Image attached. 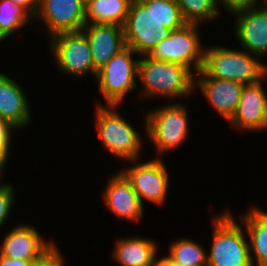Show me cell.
I'll return each mask as SVG.
<instances>
[{"label": "cell", "mask_w": 267, "mask_h": 266, "mask_svg": "<svg viewBox=\"0 0 267 266\" xmlns=\"http://www.w3.org/2000/svg\"><path fill=\"white\" fill-rule=\"evenodd\" d=\"M49 42V49L59 72L78 79L91 74L95 80L97 72L83 31L60 33L49 38Z\"/></svg>", "instance_id": "9"}, {"label": "cell", "mask_w": 267, "mask_h": 266, "mask_svg": "<svg viewBox=\"0 0 267 266\" xmlns=\"http://www.w3.org/2000/svg\"><path fill=\"white\" fill-rule=\"evenodd\" d=\"M116 105L96 104L97 134L105 150L120 161L139 160L142 147V136L125 118ZM117 109V110H116Z\"/></svg>", "instance_id": "5"}, {"label": "cell", "mask_w": 267, "mask_h": 266, "mask_svg": "<svg viewBox=\"0 0 267 266\" xmlns=\"http://www.w3.org/2000/svg\"><path fill=\"white\" fill-rule=\"evenodd\" d=\"M12 3L23 7L33 19L39 10L40 0H10Z\"/></svg>", "instance_id": "29"}, {"label": "cell", "mask_w": 267, "mask_h": 266, "mask_svg": "<svg viewBox=\"0 0 267 266\" xmlns=\"http://www.w3.org/2000/svg\"><path fill=\"white\" fill-rule=\"evenodd\" d=\"M6 233L0 246V255L8 258L36 260L54 241H47L36 227L19 224ZM45 239V240H44Z\"/></svg>", "instance_id": "17"}, {"label": "cell", "mask_w": 267, "mask_h": 266, "mask_svg": "<svg viewBox=\"0 0 267 266\" xmlns=\"http://www.w3.org/2000/svg\"><path fill=\"white\" fill-rule=\"evenodd\" d=\"M134 236L116 240L112 253L115 261L119 266H157L158 244L152 239Z\"/></svg>", "instance_id": "19"}, {"label": "cell", "mask_w": 267, "mask_h": 266, "mask_svg": "<svg viewBox=\"0 0 267 266\" xmlns=\"http://www.w3.org/2000/svg\"><path fill=\"white\" fill-rule=\"evenodd\" d=\"M35 260L8 258L0 255V266H32Z\"/></svg>", "instance_id": "30"}, {"label": "cell", "mask_w": 267, "mask_h": 266, "mask_svg": "<svg viewBox=\"0 0 267 266\" xmlns=\"http://www.w3.org/2000/svg\"><path fill=\"white\" fill-rule=\"evenodd\" d=\"M35 19L45 24L48 39L60 33L82 31L86 25L85 6L80 0H40Z\"/></svg>", "instance_id": "11"}, {"label": "cell", "mask_w": 267, "mask_h": 266, "mask_svg": "<svg viewBox=\"0 0 267 266\" xmlns=\"http://www.w3.org/2000/svg\"><path fill=\"white\" fill-rule=\"evenodd\" d=\"M157 266H193V265L179 263L177 261H174L169 255H167L161 258L158 257Z\"/></svg>", "instance_id": "31"}, {"label": "cell", "mask_w": 267, "mask_h": 266, "mask_svg": "<svg viewBox=\"0 0 267 266\" xmlns=\"http://www.w3.org/2000/svg\"><path fill=\"white\" fill-rule=\"evenodd\" d=\"M261 1H263L262 4L267 3V0H261ZM261 1L259 0H218V4H219V7L223 6L222 8L227 10V12L231 13L230 15H235L236 13L261 6L260 4Z\"/></svg>", "instance_id": "28"}, {"label": "cell", "mask_w": 267, "mask_h": 266, "mask_svg": "<svg viewBox=\"0 0 267 266\" xmlns=\"http://www.w3.org/2000/svg\"><path fill=\"white\" fill-rule=\"evenodd\" d=\"M267 75L259 82L244 85L238 107L228 122L239 131H263L267 129V94L262 86Z\"/></svg>", "instance_id": "12"}, {"label": "cell", "mask_w": 267, "mask_h": 266, "mask_svg": "<svg viewBox=\"0 0 267 266\" xmlns=\"http://www.w3.org/2000/svg\"><path fill=\"white\" fill-rule=\"evenodd\" d=\"M233 33L243 50L267 57V3L235 14Z\"/></svg>", "instance_id": "13"}, {"label": "cell", "mask_w": 267, "mask_h": 266, "mask_svg": "<svg viewBox=\"0 0 267 266\" xmlns=\"http://www.w3.org/2000/svg\"><path fill=\"white\" fill-rule=\"evenodd\" d=\"M131 0H92L85 6L86 24L106 23L123 26Z\"/></svg>", "instance_id": "21"}, {"label": "cell", "mask_w": 267, "mask_h": 266, "mask_svg": "<svg viewBox=\"0 0 267 266\" xmlns=\"http://www.w3.org/2000/svg\"><path fill=\"white\" fill-rule=\"evenodd\" d=\"M16 129L12 124L0 118V162L6 167L10 155L12 132Z\"/></svg>", "instance_id": "26"}, {"label": "cell", "mask_w": 267, "mask_h": 266, "mask_svg": "<svg viewBox=\"0 0 267 266\" xmlns=\"http://www.w3.org/2000/svg\"><path fill=\"white\" fill-rule=\"evenodd\" d=\"M194 76L180 64L154 61L146 55L141 56L138 64V86L142 83L139 96L146 100L162 97L167 101L187 97L195 93Z\"/></svg>", "instance_id": "2"}, {"label": "cell", "mask_w": 267, "mask_h": 266, "mask_svg": "<svg viewBox=\"0 0 267 266\" xmlns=\"http://www.w3.org/2000/svg\"><path fill=\"white\" fill-rule=\"evenodd\" d=\"M5 166L0 162V182H2L1 181V177H2V174L4 173V171H5Z\"/></svg>", "instance_id": "32"}, {"label": "cell", "mask_w": 267, "mask_h": 266, "mask_svg": "<svg viewBox=\"0 0 267 266\" xmlns=\"http://www.w3.org/2000/svg\"><path fill=\"white\" fill-rule=\"evenodd\" d=\"M110 177L102 193L107 210L117 216L118 220L135 223L142 219L145 207L126 177L120 171Z\"/></svg>", "instance_id": "15"}, {"label": "cell", "mask_w": 267, "mask_h": 266, "mask_svg": "<svg viewBox=\"0 0 267 266\" xmlns=\"http://www.w3.org/2000/svg\"><path fill=\"white\" fill-rule=\"evenodd\" d=\"M168 255L182 264L207 266V250L194 240L180 238L171 242Z\"/></svg>", "instance_id": "23"}, {"label": "cell", "mask_w": 267, "mask_h": 266, "mask_svg": "<svg viewBox=\"0 0 267 266\" xmlns=\"http://www.w3.org/2000/svg\"><path fill=\"white\" fill-rule=\"evenodd\" d=\"M212 225L207 266H252L246 231L235 221L232 211L225 209L213 215Z\"/></svg>", "instance_id": "4"}, {"label": "cell", "mask_w": 267, "mask_h": 266, "mask_svg": "<svg viewBox=\"0 0 267 266\" xmlns=\"http://www.w3.org/2000/svg\"><path fill=\"white\" fill-rule=\"evenodd\" d=\"M239 219L249 238L252 266H267V212L251 206Z\"/></svg>", "instance_id": "20"}, {"label": "cell", "mask_w": 267, "mask_h": 266, "mask_svg": "<svg viewBox=\"0 0 267 266\" xmlns=\"http://www.w3.org/2000/svg\"><path fill=\"white\" fill-rule=\"evenodd\" d=\"M200 93L223 119L234 116L244 85L238 82L207 77L201 70L194 76V90Z\"/></svg>", "instance_id": "14"}, {"label": "cell", "mask_w": 267, "mask_h": 266, "mask_svg": "<svg viewBox=\"0 0 267 266\" xmlns=\"http://www.w3.org/2000/svg\"><path fill=\"white\" fill-rule=\"evenodd\" d=\"M33 17L21 6L10 0H0V32L5 38L13 36Z\"/></svg>", "instance_id": "24"}, {"label": "cell", "mask_w": 267, "mask_h": 266, "mask_svg": "<svg viewBox=\"0 0 267 266\" xmlns=\"http://www.w3.org/2000/svg\"><path fill=\"white\" fill-rule=\"evenodd\" d=\"M164 105L147 111L144 122L146 136L160 155L182 146L190 131L189 112L182 101Z\"/></svg>", "instance_id": "6"}, {"label": "cell", "mask_w": 267, "mask_h": 266, "mask_svg": "<svg viewBox=\"0 0 267 266\" xmlns=\"http://www.w3.org/2000/svg\"><path fill=\"white\" fill-rule=\"evenodd\" d=\"M243 49L207 46L201 71L210 78L230 80L243 85L259 82L267 75V64Z\"/></svg>", "instance_id": "3"}, {"label": "cell", "mask_w": 267, "mask_h": 266, "mask_svg": "<svg viewBox=\"0 0 267 266\" xmlns=\"http://www.w3.org/2000/svg\"><path fill=\"white\" fill-rule=\"evenodd\" d=\"M15 190L11 183L0 182V228L6 224L11 210L12 205L15 204Z\"/></svg>", "instance_id": "25"}, {"label": "cell", "mask_w": 267, "mask_h": 266, "mask_svg": "<svg viewBox=\"0 0 267 266\" xmlns=\"http://www.w3.org/2000/svg\"><path fill=\"white\" fill-rule=\"evenodd\" d=\"M199 26L185 24L182 28L171 31L146 56L154 61L180 64L194 75L197 74L202 68L205 50L201 43Z\"/></svg>", "instance_id": "8"}, {"label": "cell", "mask_w": 267, "mask_h": 266, "mask_svg": "<svg viewBox=\"0 0 267 266\" xmlns=\"http://www.w3.org/2000/svg\"><path fill=\"white\" fill-rule=\"evenodd\" d=\"M64 256L53 243L33 263L32 266H64Z\"/></svg>", "instance_id": "27"}, {"label": "cell", "mask_w": 267, "mask_h": 266, "mask_svg": "<svg viewBox=\"0 0 267 266\" xmlns=\"http://www.w3.org/2000/svg\"><path fill=\"white\" fill-rule=\"evenodd\" d=\"M186 24H204L218 18V0H176ZM219 8V9H218Z\"/></svg>", "instance_id": "22"}, {"label": "cell", "mask_w": 267, "mask_h": 266, "mask_svg": "<svg viewBox=\"0 0 267 266\" xmlns=\"http://www.w3.org/2000/svg\"><path fill=\"white\" fill-rule=\"evenodd\" d=\"M132 166L120 169L137 193L141 203L145 201L156 205H164L169 193V173L160 156L146 162L130 161ZM145 200V201H144Z\"/></svg>", "instance_id": "10"}, {"label": "cell", "mask_w": 267, "mask_h": 266, "mask_svg": "<svg viewBox=\"0 0 267 266\" xmlns=\"http://www.w3.org/2000/svg\"><path fill=\"white\" fill-rule=\"evenodd\" d=\"M25 93L15 79L0 70V118L21 130L31 123V108Z\"/></svg>", "instance_id": "18"}, {"label": "cell", "mask_w": 267, "mask_h": 266, "mask_svg": "<svg viewBox=\"0 0 267 266\" xmlns=\"http://www.w3.org/2000/svg\"><path fill=\"white\" fill-rule=\"evenodd\" d=\"M185 24L176 0H133L123 25L125 44L145 56Z\"/></svg>", "instance_id": "1"}, {"label": "cell", "mask_w": 267, "mask_h": 266, "mask_svg": "<svg viewBox=\"0 0 267 266\" xmlns=\"http://www.w3.org/2000/svg\"><path fill=\"white\" fill-rule=\"evenodd\" d=\"M6 38L4 37V35L0 32V42L5 40Z\"/></svg>", "instance_id": "34"}, {"label": "cell", "mask_w": 267, "mask_h": 266, "mask_svg": "<svg viewBox=\"0 0 267 266\" xmlns=\"http://www.w3.org/2000/svg\"><path fill=\"white\" fill-rule=\"evenodd\" d=\"M82 31L89 42L96 72L126 47L123 26L94 23L86 24Z\"/></svg>", "instance_id": "16"}, {"label": "cell", "mask_w": 267, "mask_h": 266, "mask_svg": "<svg viewBox=\"0 0 267 266\" xmlns=\"http://www.w3.org/2000/svg\"><path fill=\"white\" fill-rule=\"evenodd\" d=\"M84 6L88 5L92 0H80Z\"/></svg>", "instance_id": "33"}, {"label": "cell", "mask_w": 267, "mask_h": 266, "mask_svg": "<svg viewBox=\"0 0 267 266\" xmlns=\"http://www.w3.org/2000/svg\"><path fill=\"white\" fill-rule=\"evenodd\" d=\"M133 55L138 54L126 46L98 70L95 80L98 93L103 96L106 105L121 106L125 96L139 88V58L135 59Z\"/></svg>", "instance_id": "7"}]
</instances>
